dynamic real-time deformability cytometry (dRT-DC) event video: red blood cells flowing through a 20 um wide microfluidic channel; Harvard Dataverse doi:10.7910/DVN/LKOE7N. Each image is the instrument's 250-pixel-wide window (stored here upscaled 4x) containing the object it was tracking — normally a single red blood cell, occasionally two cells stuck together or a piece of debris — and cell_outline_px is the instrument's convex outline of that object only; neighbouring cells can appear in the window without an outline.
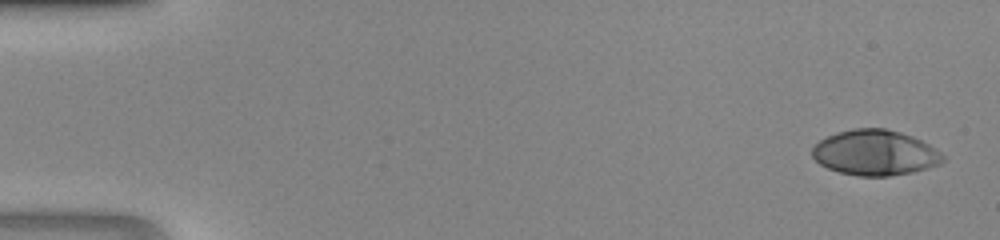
{"species": "human", "species_latin": "Homo sapiens", "temperature_condition": "room temperature", "stored_images_in_passage": 46, "camera_frame_rate_fps": 3000, "um_per_image_px": 0.085, "donor": {"sex": "male"}, "frame": {"image": 1, "passage_image": 1, "time_ms": 0.0, "image_size_px": [1000, 240], "cell_outline_px": [[944, 160], [940, 164], [912, 172], [888, 176], [860, 176], [840, 172], [828, 168], [820, 164], [812, 156], [812, 148], [820, 140], [836, 132], [852, 128], [884, 128], [900, 132], [912, 136], [928, 144], [940, 152], [944, 156]], "centroid_in_image_um": [74.37, 12.97], "position_along_channel_um": 10.6, "area_um2": 34.39}}
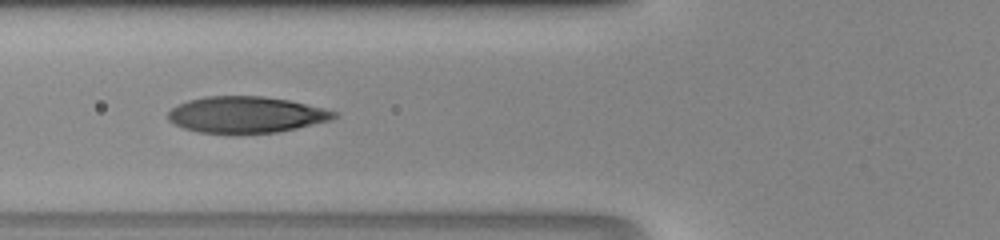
{"frame": {"image": 2, "passage_image": 18, "time_ms": 5.667, "image_size_px": [1000, 240], "cell_outline_px": [[340, 116], [332, 120], [296, 128], [276, 132], [236, 136], [232, 136], [200, 132], [184, 128], [168, 120], [168, 112], [172, 108], [188, 100], [204, 96], [264, 96], [288, 100], [324, 108], [340, 112]], "centroid_in_image_um": [20.95, 9.78], "position_along_channel_um": 104.9, "area_um2": 35.95}}
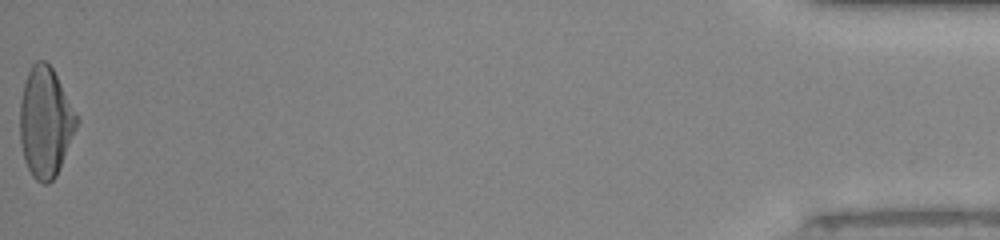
{"frame": {"image": 3, "passage_image": 46, "time_ms": 15.0, "image_size_px": [1000, 240], "cell_outline_px": [[80, 120], [60, 168], [56, 176], [48, 184], [44, 184], [36, 180], [32, 176], [24, 160], [20, 140], [20, 100], [24, 84], [28, 72], [32, 64], [36, 60], [44, 60], [52, 68], [80, 116]], "centroid_in_image_um": [3.88, 10.38], "position_along_channel_um": 431.3, "area_um2": 36.76}}